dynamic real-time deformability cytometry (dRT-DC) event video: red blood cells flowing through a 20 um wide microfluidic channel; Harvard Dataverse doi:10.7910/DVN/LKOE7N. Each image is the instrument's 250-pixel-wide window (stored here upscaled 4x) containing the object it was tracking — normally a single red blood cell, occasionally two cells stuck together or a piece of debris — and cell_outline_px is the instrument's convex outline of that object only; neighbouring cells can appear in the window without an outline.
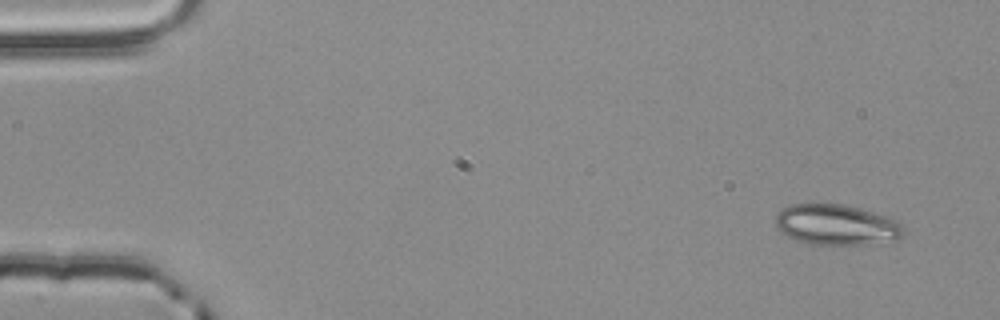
{"species": "common noctule bat (a hibernating species)", "species_latin": "Nyctalus noctula", "temperature_condition": "room temperature", "stored_images_in_passage": 4, "camera_frame_rate_fps": 3000, "um_per_image_px": 0.085, "animal": {"sex": "male", "body_mass_g": 20.4}, "frame": {"image": 1, "passage_image": 1, "time_ms": 0.0, "image_size_px": [1000, 320], "cell_outline_px": [[904, 236], [896, 240], [868, 244], [808, 244], [796, 240], [788, 236], [776, 224], [776, 216], [788, 204], [844, 204], [860, 208], [888, 216], [896, 220], [900, 224], [904, 232]], "centroid_in_image_um": [71.14, 19.1], "position_along_channel_um": 13.9, "area_um2": 30.11}}